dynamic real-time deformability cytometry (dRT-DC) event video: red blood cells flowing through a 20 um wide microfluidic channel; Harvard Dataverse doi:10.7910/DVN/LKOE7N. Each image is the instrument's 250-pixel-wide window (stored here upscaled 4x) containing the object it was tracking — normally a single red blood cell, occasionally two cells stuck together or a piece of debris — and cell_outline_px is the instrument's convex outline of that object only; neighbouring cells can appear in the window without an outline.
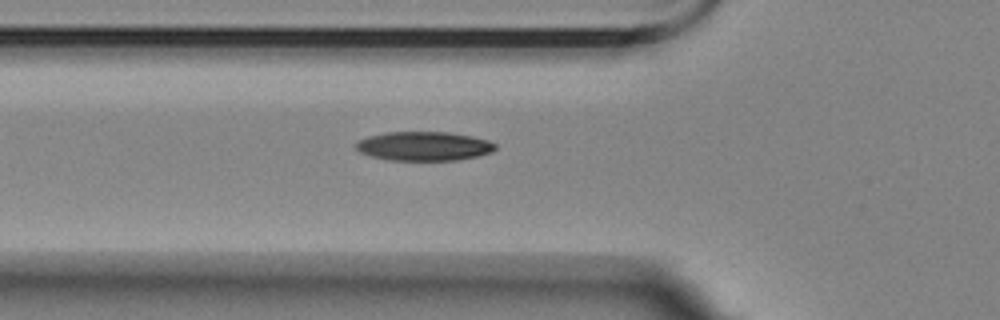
{"species": "Egyptian fruit bat (a non-hibernating species)", "species_latin": "Rousettus aegyptiacus", "temperature_condition": "room temperature", "stored_images_in_passage": 6, "camera_frame_rate_fps": 3000, "um_per_image_px": 0.085, "animal": {"sex": "female"}, "frame": {"image": 1, "passage_image": 6, "time_ms": 7.0, "image_size_px": [1000, 320], "cell_outline_px": [[496, 148], [492, 152], [480, 156], [456, 160], [388, 160], [372, 156], [360, 152], [356, 148], [356, 140], [368, 136], [388, 132], [448, 132], [472, 136], [488, 140], [496, 144]], "centroid_in_image_um": [36.05, 12.42], "position_along_channel_um": 89.8, "area_um2": 23.7}}